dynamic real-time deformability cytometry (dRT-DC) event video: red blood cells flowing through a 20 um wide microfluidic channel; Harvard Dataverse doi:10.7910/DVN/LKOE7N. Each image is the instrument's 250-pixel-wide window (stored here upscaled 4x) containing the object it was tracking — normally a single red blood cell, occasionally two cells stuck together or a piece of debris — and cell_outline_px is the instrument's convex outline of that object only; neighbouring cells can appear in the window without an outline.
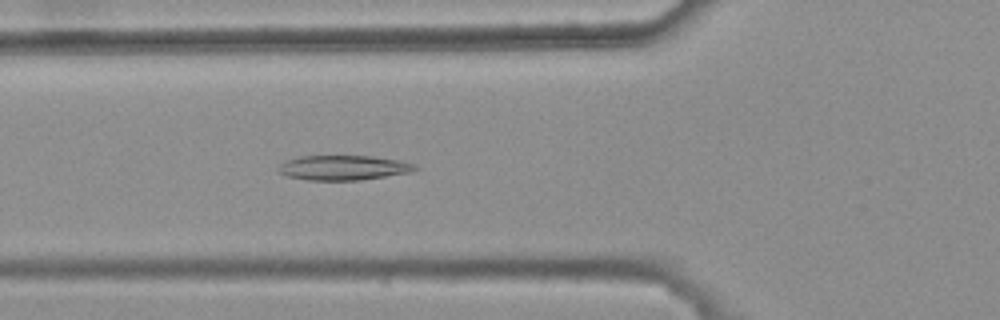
{"species": "common noctule bat (a hibernating species)", "species_latin": "Nyctalus noctula", "temperature_condition": "warm", "stored_images_in_passage": 3, "camera_frame_rate_fps": 3000, "um_per_image_px": 0.085, "animal": {"sex": "female", "body_mass_g": 25.1}, "frame": {"image": 1, "passage_image": 3, "time_ms": 0.667, "image_size_px": [1000, 320], "cell_outline_px": [[420, 168], [412, 172], [360, 180], [308, 180], [288, 176], [280, 172], [280, 164], [284, 160], [300, 156], [372, 156], [400, 160], [412, 164]], "centroid_in_image_um": [29.21, 14.25], "position_along_channel_um": 96.6, "area_um2": 19.65}}